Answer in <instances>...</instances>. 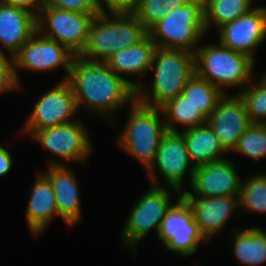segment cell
<instances>
[{"label": "cell", "instance_id": "obj_1", "mask_svg": "<svg viewBox=\"0 0 266 266\" xmlns=\"http://www.w3.org/2000/svg\"><path fill=\"white\" fill-rule=\"evenodd\" d=\"M67 81L72 87L78 111L83 106L110 123L115 122V114L123 106L136 99V89L142 85L140 81L135 83L118 76L105 62L80 56L74 57Z\"/></svg>", "mask_w": 266, "mask_h": 266}, {"label": "cell", "instance_id": "obj_2", "mask_svg": "<svg viewBox=\"0 0 266 266\" xmlns=\"http://www.w3.org/2000/svg\"><path fill=\"white\" fill-rule=\"evenodd\" d=\"M150 69L154 71L151 88L140 85L136 89V100L160 108L182 94L187 82L195 75V53L156 47Z\"/></svg>", "mask_w": 266, "mask_h": 266}, {"label": "cell", "instance_id": "obj_3", "mask_svg": "<svg viewBox=\"0 0 266 266\" xmlns=\"http://www.w3.org/2000/svg\"><path fill=\"white\" fill-rule=\"evenodd\" d=\"M147 34L132 13H98L90 25L87 45L79 56L104 62L112 54L137 44Z\"/></svg>", "mask_w": 266, "mask_h": 266}, {"label": "cell", "instance_id": "obj_4", "mask_svg": "<svg viewBox=\"0 0 266 266\" xmlns=\"http://www.w3.org/2000/svg\"><path fill=\"white\" fill-rule=\"evenodd\" d=\"M128 106L126 126L115 141L147 171L155 161L162 136L167 132L164 119L160 117L163 114L160 108L143 105L136 99Z\"/></svg>", "mask_w": 266, "mask_h": 266}, {"label": "cell", "instance_id": "obj_5", "mask_svg": "<svg viewBox=\"0 0 266 266\" xmlns=\"http://www.w3.org/2000/svg\"><path fill=\"white\" fill-rule=\"evenodd\" d=\"M200 45L195 52L196 74L227 94L226 87H246L253 78L255 60L219 42ZM246 85V86H245Z\"/></svg>", "mask_w": 266, "mask_h": 266}, {"label": "cell", "instance_id": "obj_6", "mask_svg": "<svg viewBox=\"0 0 266 266\" xmlns=\"http://www.w3.org/2000/svg\"><path fill=\"white\" fill-rule=\"evenodd\" d=\"M148 34L158 48L195 53L199 47L196 44L206 34L204 0H187L183 6L168 11Z\"/></svg>", "mask_w": 266, "mask_h": 266}, {"label": "cell", "instance_id": "obj_7", "mask_svg": "<svg viewBox=\"0 0 266 266\" xmlns=\"http://www.w3.org/2000/svg\"><path fill=\"white\" fill-rule=\"evenodd\" d=\"M150 188L133 205L121 232L123 245L131 246L135 257L138 242L153 228L158 235L162 220L173 205L170 188L162 184L160 187L151 185Z\"/></svg>", "mask_w": 266, "mask_h": 266}, {"label": "cell", "instance_id": "obj_8", "mask_svg": "<svg viewBox=\"0 0 266 266\" xmlns=\"http://www.w3.org/2000/svg\"><path fill=\"white\" fill-rule=\"evenodd\" d=\"M156 170L161 176L156 174ZM194 170L195 166L190 159L183 136L179 132L167 131L160 140L154 163L146 172L152 186L160 187L156 177H162L161 180L167 183L165 186L174 189L180 197L184 191V177L187 171L191 183Z\"/></svg>", "mask_w": 266, "mask_h": 266}, {"label": "cell", "instance_id": "obj_9", "mask_svg": "<svg viewBox=\"0 0 266 266\" xmlns=\"http://www.w3.org/2000/svg\"><path fill=\"white\" fill-rule=\"evenodd\" d=\"M96 15L42 7L37 16V31L79 56L87 45L89 28Z\"/></svg>", "mask_w": 266, "mask_h": 266}, {"label": "cell", "instance_id": "obj_10", "mask_svg": "<svg viewBox=\"0 0 266 266\" xmlns=\"http://www.w3.org/2000/svg\"><path fill=\"white\" fill-rule=\"evenodd\" d=\"M75 56L64 45L36 31L13 56L14 76L18 86H22L17 71L19 68L37 72H51L61 66L67 73L62 81L67 80Z\"/></svg>", "mask_w": 266, "mask_h": 266}, {"label": "cell", "instance_id": "obj_11", "mask_svg": "<svg viewBox=\"0 0 266 266\" xmlns=\"http://www.w3.org/2000/svg\"><path fill=\"white\" fill-rule=\"evenodd\" d=\"M39 98L20 134L32 135L36 130L74 121L72 117L78 113V109L72 87L67 80L59 81Z\"/></svg>", "mask_w": 266, "mask_h": 266}, {"label": "cell", "instance_id": "obj_12", "mask_svg": "<svg viewBox=\"0 0 266 266\" xmlns=\"http://www.w3.org/2000/svg\"><path fill=\"white\" fill-rule=\"evenodd\" d=\"M157 238L166 250L183 257L191 256L199 244L207 242L193 220L189 205L181 197L166 212Z\"/></svg>", "mask_w": 266, "mask_h": 266}, {"label": "cell", "instance_id": "obj_13", "mask_svg": "<svg viewBox=\"0 0 266 266\" xmlns=\"http://www.w3.org/2000/svg\"><path fill=\"white\" fill-rule=\"evenodd\" d=\"M31 137L42 144L45 150L61 157L65 162L86 163L93 152L86 125L84 127L78 119L55 127L36 130Z\"/></svg>", "mask_w": 266, "mask_h": 266}, {"label": "cell", "instance_id": "obj_14", "mask_svg": "<svg viewBox=\"0 0 266 266\" xmlns=\"http://www.w3.org/2000/svg\"><path fill=\"white\" fill-rule=\"evenodd\" d=\"M235 163L229 159L196 167L191 181L192 192L183 191L181 196L240 197L242 180Z\"/></svg>", "mask_w": 266, "mask_h": 266}, {"label": "cell", "instance_id": "obj_15", "mask_svg": "<svg viewBox=\"0 0 266 266\" xmlns=\"http://www.w3.org/2000/svg\"><path fill=\"white\" fill-rule=\"evenodd\" d=\"M218 42L234 51L242 52L255 60L256 47L265 36L264 6H257L248 13L217 29Z\"/></svg>", "mask_w": 266, "mask_h": 266}, {"label": "cell", "instance_id": "obj_16", "mask_svg": "<svg viewBox=\"0 0 266 266\" xmlns=\"http://www.w3.org/2000/svg\"><path fill=\"white\" fill-rule=\"evenodd\" d=\"M206 123L217 135L226 152L236 148L240 137L252 124L238 94H224Z\"/></svg>", "mask_w": 266, "mask_h": 266}, {"label": "cell", "instance_id": "obj_17", "mask_svg": "<svg viewBox=\"0 0 266 266\" xmlns=\"http://www.w3.org/2000/svg\"><path fill=\"white\" fill-rule=\"evenodd\" d=\"M180 197L189 205L193 220L208 242L215 234L222 232L234 211L240 208L239 197Z\"/></svg>", "mask_w": 266, "mask_h": 266}, {"label": "cell", "instance_id": "obj_18", "mask_svg": "<svg viewBox=\"0 0 266 266\" xmlns=\"http://www.w3.org/2000/svg\"><path fill=\"white\" fill-rule=\"evenodd\" d=\"M54 158L48 160V171L42 172L50 181L58 210V216L73 226L81 219V200L76 174L65 163Z\"/></svg>", "mask_w": 266, "mask_h": 266}, {"label": "cell", "instance_id": "obj_19", "mask_svg": "<svg viewBox=\"0 0 266 266\" xmlns=\"http://www.w3.org/2000/svg\"><path fill=\"white\" fill-rule=\"evenodd\" d=\"M37 31V16L32 12L0 0V44L10 56Z\"/></svg>", "mask_w": 266, "mask_h": 266}, {"label": "cell", "instance_id": "obj_20", "mask_svg": "<svg viewBox=\"0 0 266 266\" xmlns=\"http://www.w3.org/2000/svg\"><path fill=\"white\" fill-rule=\"evenodd\" d=\"M37 174L26 208L27 224L35 237L45 231L55 215H58L56 200L49 179L42 171Z\"/></svg>", "mask_w": 266, "mask_h": 266}, {"label": "cell", "instance_id": "obj_21", "mask_svg": "<svg viewBox=\"0 0 266 266\" xmlns=\"http://www.w3.org/2000/svg\"><path fill=\"white\" fill-rule=\"evenodd\" d=\"M155 48V42L147 34L137 44L112 54L104 62L120 77L142 76L151 68Z\"/></svg>", "mask_w": 266, "mask_h": 266}, {"label": "cell", "instance_id": "obj_22", "mask_svg": "<svg viewBox=\"0 0 266 266\" xmlns=\"http://www.w3.org/2000/svg\"><path fill=\"white\" fill-rule=\"evenodd\" d=\"M185 141L193 165L199 167L212 162L224 160L225 149L219 138L206 123L179 132Z\"/></svg>", "mask_w": 266, "mask_h": 266}, {"label": "cell", "instance_id": "obj_23", "mask_svg": "<svg viewBox=\"0 0 266 266\" xmlns=\"http://www.w3.org/2000/svg\"><path fill=\"white\" fill-rule=\"evenodd\" d=\"M234 255L244 266L266 263V231L261 227L233 228Z\"/></svg>", "mask_w": 266, "mask_h": 266}, {"label": "cell", "instance_id": "obj_24", "mask_svg": "<svg viewBox=\"0 0 266 266\" xmlns=\"http://www.w3.org/2000/svg\"><path fill=\"white\" fill-rule=\"evenodd\" d=\"M160 109L165 118L167 131L180 132L204 125L207 122V118L202 112L183 94L169 100ZM176 124L180 125L182 130L177 129Z\"/></svg>", "mask_w": 266, "mask_h": 266}, {"label": "cell", "instance_id": "obj_25", "mask_svg": "<svg viewBox=\"0 0 266 266\" xmlns=\"http://www.w3.org/2000/svg\"><path fill=\"white\" fill-rule=\"evenodd\" d=\"M254 1L256 2V0H204V24L206 32L213 25L218 29L224 24L232 22L239 16L248 13L255 7L253 6Z\"/></svg>", "mask_w": 266, "mask_h": 266}, {"label": "cell", "instance_id": "obj_26", "mask_svg": "<svg viewBox=\"0 0 266 266\" xmlns=\"http://www.w3.org/2000/svg\"><path fill=\"white\" fill-rule=\"evenodd\" d=\"M189 101L208 118L216 109L218 101L224 93L205 79L200 78L196 73L187 82L182 93Z\"/></svg>", "mask_w": 266, "mask_h": 266}, {"label": "cell", "instance_id": "obj_27", "mask_svg": "<svg viewBox=\"0 0 266 266\" xmlns=\"http://www.w3.org/2000/svg\"><path fill=\"white\" fill-rule=\"evenodd\" d=\"M237 93L244 102L251 123L266 124V73Z\"/></svg>", "mask_w": 266, "mask_h": 266}, {"label": "cell", "instance_id": "obj_28", "mask_svg": "<svg viewBox=\"0 0 266 266\" xmlns=\"http://www.w3.org/2000/svg\"><path fill=\"white\" fill-rule=\"evenodd\" d=\"M244 179L239 197L240 207L248 212H266V172Z\"/></svg>", "mask_w": 266, "mask_h": 266}, {"label": "cell", "instance_id": "obj_29", "mask_svg": "<svg viewBox=\"0 0 266 266\" xmlns=\"http://www.w3.org/2000/svg\"><path fill=\"white\" fill-rule=\"evenodd\" d=\"M187 0H138L132 14L149 31L168 11L183 6Z\"/></svg>", "mask_w": 266, "mask_h": 266}, {"label": "cell", "instance_id": "obj_30", "mask_svg": "<svg viewBox=\"0 0 266 266\" xmlns=\"http://www.w3.org/2000/svg\"><path fill=\"white\" fill-rule=\"evenodd\" d=\"M235 153L258 160L266 157V124L252 123L240 137Z\"/></svg>", "mask_w": 266, "mask_h": 266}, {"label": "cell", "instance_id": "obj_31", "mask_svg": "<svg viewBox=\"0 0 266 266\" xmlns=\"http://www.w3.org/2000/svg\"><path fill=\"white\" fill-rule=\"evenodd\" d=\"M43 7H53L82 14L100 13L96 0H44Z\"/></svg>", "mask_w": 266, "mask_h": 266}, {"label": "cell", "instance_id": "obj_32", "mask_svg": "<svg viewBox=\"0 0 266 266\" xmlns=\"http://www.w3.org/2000/svg\"><path fill=\"white\" fill-rule=\"evenodd\" d=\"M0 49V94L21 89L14 76L13 56H9Z\"/></svg>", "mask_w": 266, "mask_h": 266}, {"label": "cell", "instance_id": "obj_33", "mask_svg": "<svg viewBox=\"0 0 266 266\" xmlns=\"http://www.w3.org/2000/svg\"><path fill=\"white\" fill-rule=\"evenodd\" d=\"M100 13H132L138 0H96ZM106 6V7H105Z\"/></svg>", "mask_w": 266, "mask_h": 266}, {"label": "cell", "instance_id": "obj_34", "mask_svg": "<svg viewBox=\"0 0 266 266\" xmlns=\"http://www.w3.org/2000/svg\"><path fill=\"white\" fill-rule=\"evenodd\" d=\"M9 5L26 9L38 16L44 0H5Z\"/></svg>", "mask_w": 266, "mask_h": 266}, {"label": "cell", "instance_id": "obj_35", "mask_svg": "<svg viewBox=\"0 0 266 266\" xmlns=\"http://www.w3.org/2000/svg\"><path fill=\"white\" fill-rule=\"evenodd\" d=\"M13 164L14 161L10 152L6 148L0 146V176L2 177L10 172Z\"/></svg>", "mask_w": 266, "mask_h": 266}, {"label": "cell", "instance_id": "obj_36", "mask_svg": "<svg viewBox=\"0 0 266 266\" xmlns=\"http://www.w3.org/2000/svg\"><path fill=\"white\" fill-rule=\"evenodd\" d=\"M264 19H265V36H266V6L264 7Z\"/></svg>", "mask_w": 266, "mask_h": 266}]
</instances>
